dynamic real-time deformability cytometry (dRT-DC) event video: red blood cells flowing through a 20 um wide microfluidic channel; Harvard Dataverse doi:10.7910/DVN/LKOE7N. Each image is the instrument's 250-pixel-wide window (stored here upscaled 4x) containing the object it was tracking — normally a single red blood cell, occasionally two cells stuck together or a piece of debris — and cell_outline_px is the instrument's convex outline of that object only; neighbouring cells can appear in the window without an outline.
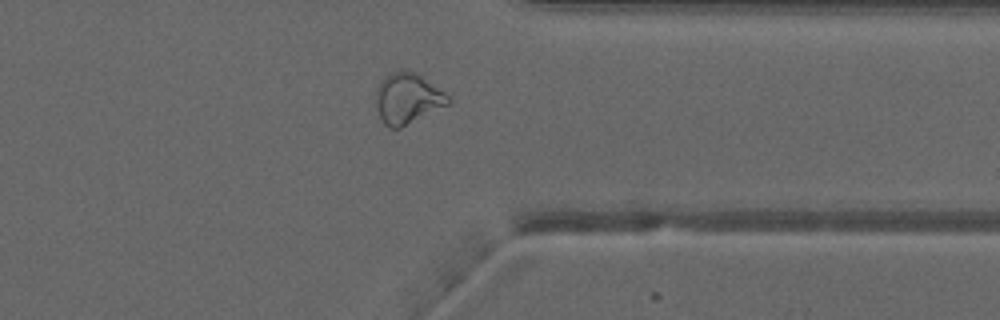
{"species": "common noctule bat (a hibernating species)", "species_latin": "Nyctalus noctula", "temperature_condition": "warm", "stored_images_in_passage": 38, "camera_frame_rate_fps": 3000, "um_per_image_px": 0.085, "animal": {"sex": "male", "forearm_length_mm": 52.5}, "frame": {"image": 1, "passage_image": 32, "time_ms": 10.333, "image_size_px": [1000, 320], "cell_outline_px": [[452, 104], [400, 128], [388, 128], [384, 124], [380, 116], [376, 104], [376, 88], [384, 76], [392, 72], [416, 72], [444, 92], [452, 100]], "centroid_in_image_um": [34.67, 8.4], "position_along_channel_um": 376.7, "area_um2": 21.33}, "authors_computed_cell_mechanics": {"area_um2": 21.5594, "velocity_mm_per_s": 4.04, "shape_relaxation_time_tau1_ms": null, "shape_relaxation_time_tau2_ms": 1.2432, "deformation_change_tau1": null, "deformation_change_tau2": 0.0887}}